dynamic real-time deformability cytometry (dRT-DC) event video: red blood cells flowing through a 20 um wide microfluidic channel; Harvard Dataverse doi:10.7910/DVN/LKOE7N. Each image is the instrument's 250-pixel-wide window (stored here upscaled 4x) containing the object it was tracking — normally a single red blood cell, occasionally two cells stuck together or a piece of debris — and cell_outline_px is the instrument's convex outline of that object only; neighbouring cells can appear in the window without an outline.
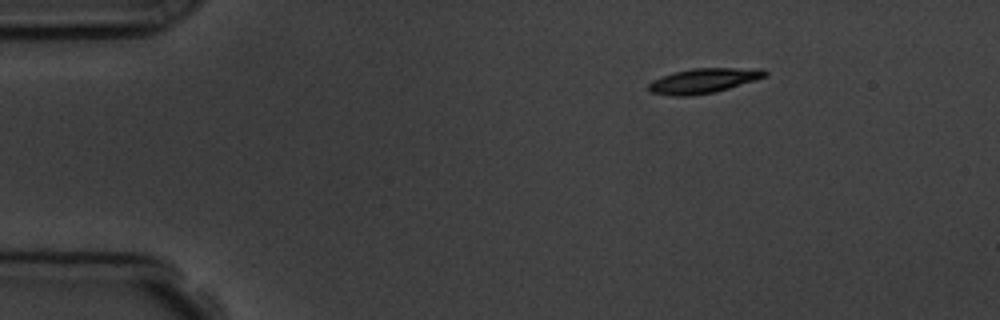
{"species": "common noctule bat (a hibernating species)", "species_latin": "Nyctalus noctula", "temperature_condition": "room temperature", "stored_images_in_passage": 2, "camera_frame_rate_fps": 3000, "um_per_image_px": 0.085, "animal": {"sex": "male", "body_mass_g": 19.5, "forearm_length_mm": 54.6}, "frame": {"image": 1, "passage_image": 1, "time_ms": 0.0, "image_size_px": [1000, 320], "cell_outline_px": [[768, 72], [764, 76], [756, 80], [728, 88], [712, 92], [692, 96], [672, 96], [652, 92], [648, 88], [648, 84], [652, 80], [660, 76], [692, 68], [764, 68]], "centroid_in_image_um": [59.79, 6.85], "position_along_channel_um": 25.2, "area_um2": 16.76}}